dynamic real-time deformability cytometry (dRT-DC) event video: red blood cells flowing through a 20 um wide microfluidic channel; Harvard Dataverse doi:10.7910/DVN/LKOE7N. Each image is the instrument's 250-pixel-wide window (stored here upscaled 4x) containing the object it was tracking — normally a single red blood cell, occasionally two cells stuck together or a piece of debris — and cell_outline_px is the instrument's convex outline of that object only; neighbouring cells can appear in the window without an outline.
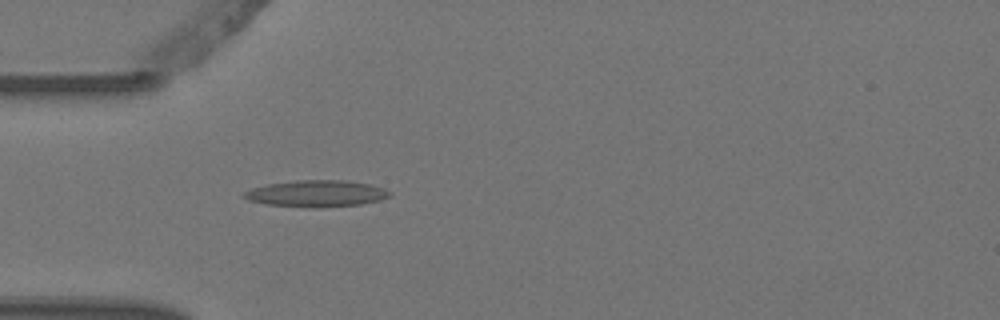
{"species": "Egyptian fruit bat (a non-hibernating species)", "species_latin": "Rousettus aegyptiacus", "temperature_condition": "warm", "stored_images_in_passage": 3, "camera_frame_rate_fps": 3000, "um_per_image_px": 0.085, "animal": {"sex": "female"}, "frame": {"image": 1, "passage_image": 3, "time_ms": 0.667, "image_size_px": [1000, 320], "cell_outline_px": [[392, 192], [388, 196], [380, 200], [360, 204], [264, 204], [248, 200], [240, 196], [244, 192], [252, 188], [268, 184], [296, 180], [348, 180], [372, 184], [384, 188]], "centroid_in_image_um": [26.91, 16.38], "position_along_channel_um": 58.1, "area_um2": 21.33}}